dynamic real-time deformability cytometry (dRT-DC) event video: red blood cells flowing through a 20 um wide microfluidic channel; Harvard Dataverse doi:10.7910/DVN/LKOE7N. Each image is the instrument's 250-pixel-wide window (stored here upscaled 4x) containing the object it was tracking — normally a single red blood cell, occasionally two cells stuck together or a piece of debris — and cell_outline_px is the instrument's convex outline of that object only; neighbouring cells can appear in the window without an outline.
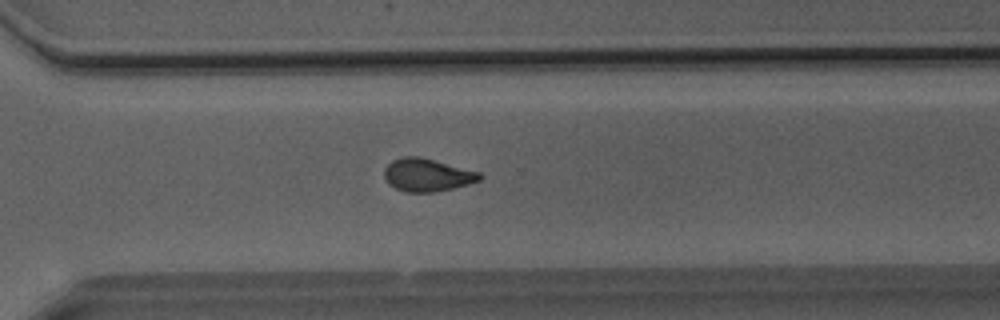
{"species": "Egyptian fruit bat (a non-hibernating species)", "species_latin": "Rousettus aegyptiacus", "temperature_condition": "room temperature", "stored_images_in_passage": 51, "camera_frame_rate_fps": 3000, "um_per_image_px": 0.085, "animal": {"sex": "male"}, "frame": {"image": 1, "passage_image": 37, "time_ms": 12.0, "image_size_px": [1000, 320], "cell_outline_px": [[484, 176], [480, 180], [468, 184], [436, 192], [404, 192], [396, 188], [384, 176], [384, 168], [392, 160], [404, 156], [416, 156], [480, 172]], "centroid_in_image_um": [36.32, 14.88], "position_along_channel_um": 334.3, "area_um2": 17.98}}
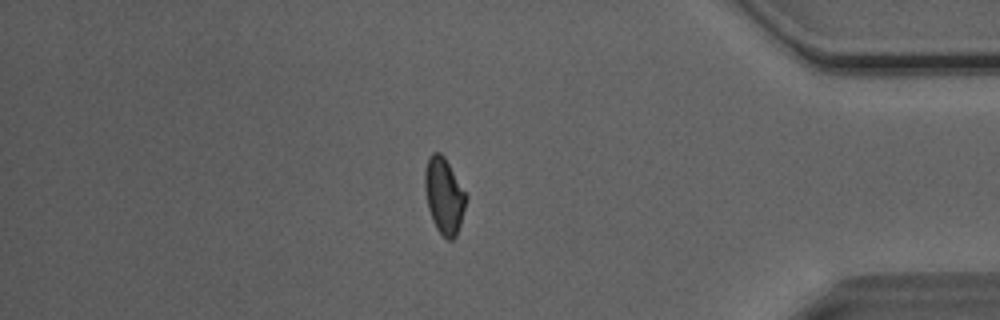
{"frame": {"image": 2, "passage_image": 44, "time_ms": 14.333, "image_size_px": [1000, 320], "cell_outline_px": [[468, 196], [460, 224], [456, 236], [452, 240], [448, 240], [436, 228], [432, 220], [428, 208], [424, 188], [424, 172], [428, 156], [432, 152], [440, 152], [444, 156]], "centroid_in_image_um": [37.73, 16.61], "position_along_channel_um": 397.5, "area_um2": 18.32}}
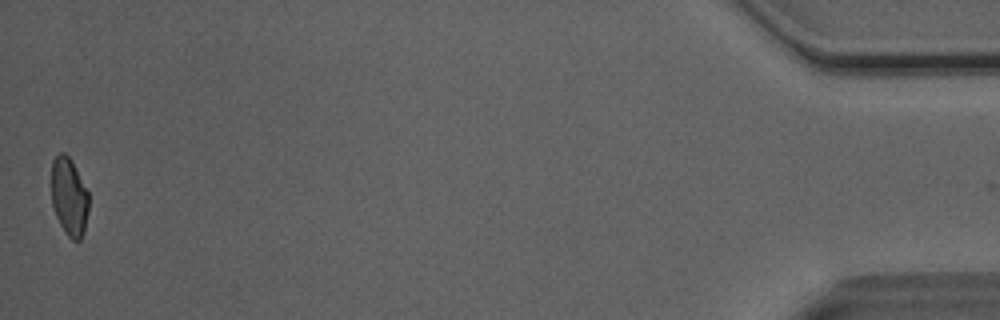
{"frame": {"image": 3, "passage_image": 51, "time_ms": 16.667, "image_size_px": [1000, 320], "cell_outline_px": [[88, 212], [84, 232], [80, 240], [72, 240], [64, 232], [56, 216], [52, 204], [52, 160], [60, 152], [64, 152], [72, 160], [88, 192]], "centroid_in_image_um": [5.88, 16.73], "position_along_channel_um": 429.3, "area_um2": 16.99}, "authors_computed_cell_mechanics": {"area_um2": 18.496, "velocity_mm_per_s": 4.0683, "shape_relaxation_time_tau1_ms": null, "shape_relaxation_time_tau2_ms": 2.3318, "deformation_change_tau1": null, "deformation_change_tau2": 0.0834}}